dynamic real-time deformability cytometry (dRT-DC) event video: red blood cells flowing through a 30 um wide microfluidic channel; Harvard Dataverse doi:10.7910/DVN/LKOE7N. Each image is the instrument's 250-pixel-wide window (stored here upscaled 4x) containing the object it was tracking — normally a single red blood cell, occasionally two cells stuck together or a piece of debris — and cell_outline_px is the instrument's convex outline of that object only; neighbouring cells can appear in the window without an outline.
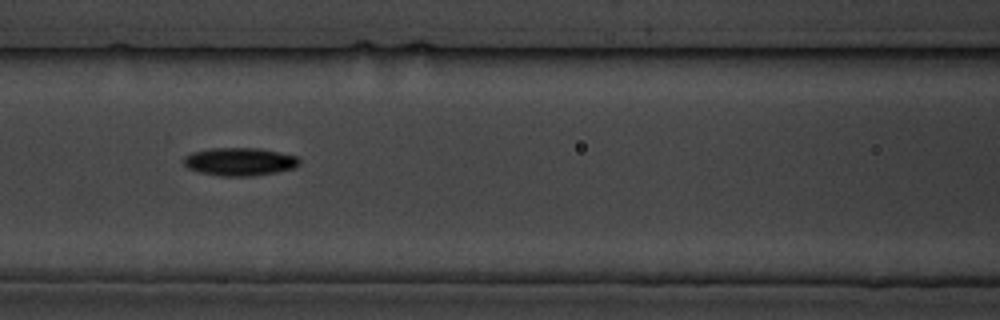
{"species": "common noctule bat (a hibernating species)", "species_latin": "Nyctalus noctula", "temperature_condition": "cold", "stored_images_in_passage": 9, "camera_frame_rate_fps": 3000, "um_per_image_px": 0.085, "animal": {"sex": "male", "body_mass_g": 19.5, "forearm_length_mm": 54.6}, "frame": {"image": 1, "passage_image": 6, "time_ms": 5.667, "image_size_px": [1000, 320], "cell_outline_px": [[300, 164], [292, 168], [276, 172], [252, 176], [220, 176], [200, 172], [188, 168], [184, 164], [184, 156], [192, 152], [212, 148], [260, 148], [300, 156]], "centroid_in_image_um": [20.4, 13.73], "position_along_channel_um": 146.2, "area_um2": 18.96}}
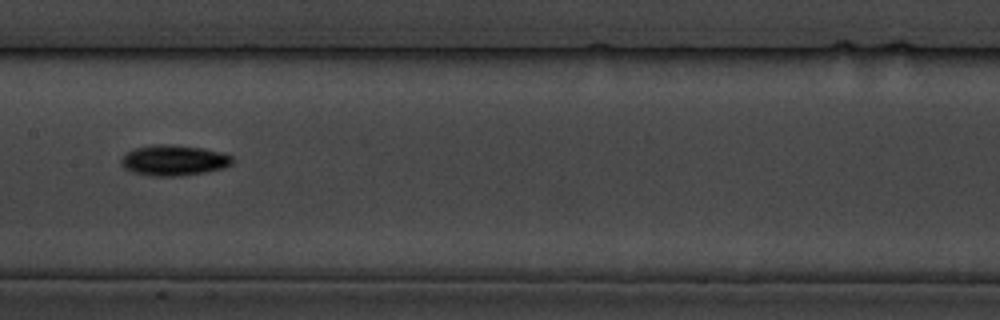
{"frame": {"image": 2, "passage_image": 7, "time_ms": 7.0, "image_size_px": [1000, 320], "cell_outline_px": [[232, 164], [224, 168], [204, 172], [180, 176], [152, 176], [132, 172], [124, 168], [120, 164], [120, 160], [128, 152], [136, 148], [152, 144], [164, 144], [204, 148], [224, 152], [232, 156]], "centroid_in_image_um": [14.79, 13.63], "position_along_channel_um": 192.6, "area_um2": 19.88}}
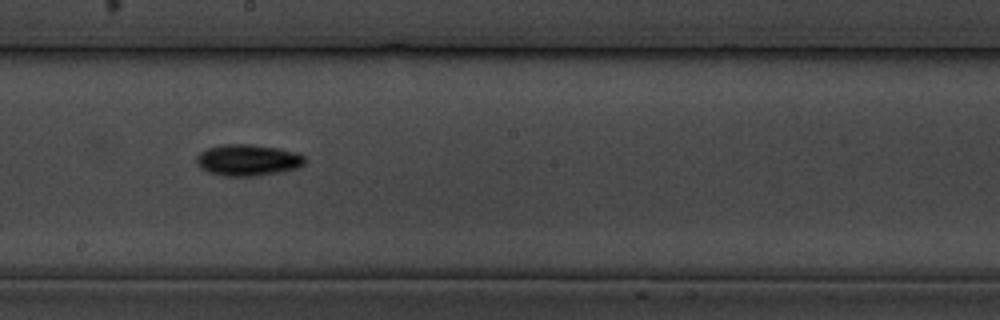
{"frame": {"image": 3, "passage_image": 8, "time_ms": 8.0, "image_size_px": [1000, 320], "cell_outline_px": [[308, 160], [300, 168], [280, 172], [256, 176], [224, 176], [208, 172], [200, 168], [196, 164], [196, 156], [200, 152], [208, 148], [224, 144], [252, 144], [280, 148], [296, 152], [304, 156]], "centroid_in_image_um": [21.09, 13.61], "position_along_channel_um": 227.1, "area_um2": 20.17}}